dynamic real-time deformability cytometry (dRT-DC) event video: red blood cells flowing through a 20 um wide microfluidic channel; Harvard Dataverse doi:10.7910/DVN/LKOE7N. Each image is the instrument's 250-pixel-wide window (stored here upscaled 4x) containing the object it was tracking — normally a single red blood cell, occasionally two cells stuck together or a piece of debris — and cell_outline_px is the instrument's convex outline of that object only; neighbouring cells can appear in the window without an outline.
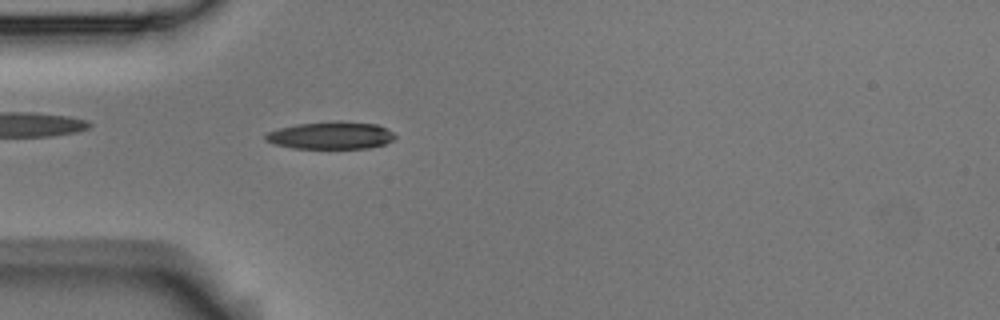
{"species": "Egyptian fruit bat (a non-hibernating species)", "species_latin": "Rousettus aegyptiacus", "temperature_condition": "room temperature", "stored_images_in_passage": 4, "camera_frame_rate_fps": 3000, "um_per_image_px": 0.085, "animal": {"sex": "male"}, "frame": {"image": 1, "passage_image": 4, "time_ms": 1.0, "image_size_px": [1000, 320], "cell_outline_px": [[396, 136], [392, 140], [384, 144], [368, 148], [292, 148], [276, 144], [264, 140], [264, 136], [268, 132], [280, 128], [296, 124], [340, 120], [376, 124], [392, 132]], "centroid_in_image_um": [28.11, 11.5], "position_along_channel_um": 56.9, "area_um2": 20.63}}